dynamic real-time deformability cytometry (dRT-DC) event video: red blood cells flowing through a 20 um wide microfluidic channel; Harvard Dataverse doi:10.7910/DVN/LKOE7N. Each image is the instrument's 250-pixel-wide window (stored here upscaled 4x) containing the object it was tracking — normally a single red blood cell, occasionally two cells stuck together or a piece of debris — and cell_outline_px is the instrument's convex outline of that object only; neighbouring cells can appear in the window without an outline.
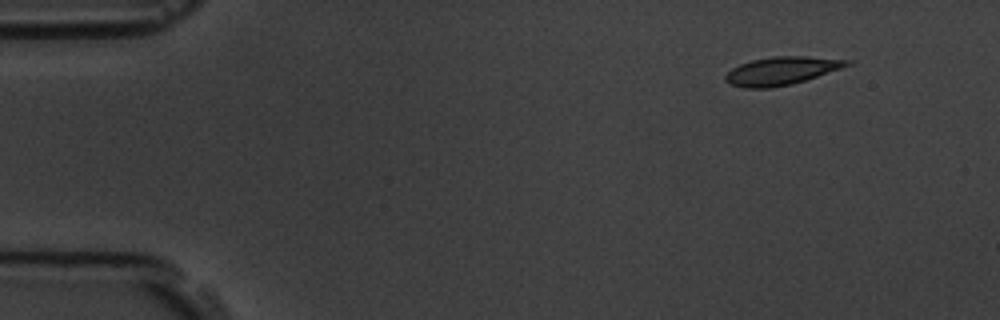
{"species": "common noctule bat (a hibernating species)", "species_latin": "Nyctalus noctula", "temperature_condition": "room temperature", "stored_images_in_passage": 3, "camera_frame_rate_fps": 3000, "um_per_image_px": 0.085, "animal": {"sex": "male", "body_mass_g": 19.5, "forearm_length_mm": 54.6}, "frame": {"image": 1, "passage_image": 1, "time_ms": 0.0, "image_size_px": [1000, 320], "cell_outline_px": [[856, 60], [852, 64], [792, 84], [772, 88], [744, 88], [728, 84], [724, 80], [724, 76], [732, 68], [740, 64], [752, 60], [772, 56], [808, 56]], "centroid_in_image_um": [66.41, 6.01], "position_along_channel_um": 18.6, "area_um2": 20.0}}